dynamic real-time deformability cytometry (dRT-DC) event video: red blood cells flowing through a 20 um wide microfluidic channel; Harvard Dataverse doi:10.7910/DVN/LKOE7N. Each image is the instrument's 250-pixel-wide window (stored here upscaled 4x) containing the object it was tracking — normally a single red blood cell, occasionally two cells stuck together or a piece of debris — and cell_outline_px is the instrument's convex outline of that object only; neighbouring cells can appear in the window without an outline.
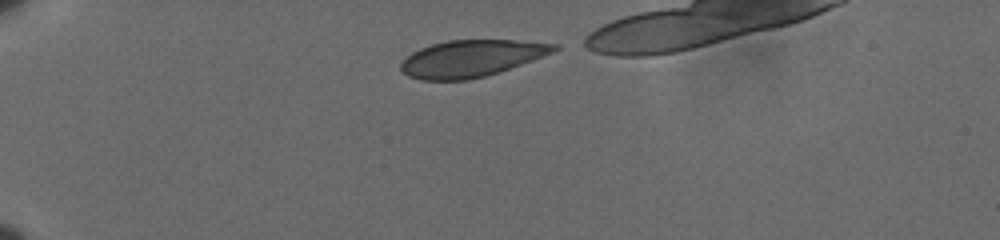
{"species": "human", "species_latin": "Homo sapiens", "temperature_condition": "cold", "stored_images_in_passage": 39, "camera_frame_rate_fps": 3000, "um_per_image_px": 0.085, "donor": {"sex": "male"}, "frame": {"image": 1, "passage_image": 1, "time_ms": 0.0, "image_size_px": [1000, 240], "cell_outline_px": [[560, 48], [552, 52], [520, 64], [484, 76], [468, 80], [420, 80], [408, 76], [400, 68], [400, 64], [412, 52], [420, 48], [432, 44], [448, 40], [516, 40], [560, 44]], "centroid_in_image_um": [40.03, 4.96], "position_along_channel_um": 45.0, "area_um2": 32.43}}
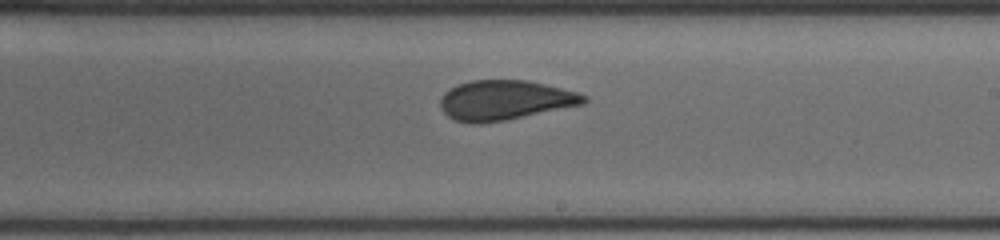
{"frame": {"image": 2, "passage_image": 22, "time_ms": 7.0, "image_size_px": [1000, 240], "cell_outline_px": [[588, 100], [584, 104], [504, 120], [476, 124], [472, 124], [456, 120], [448, 116], [440, 108], [440, 100], [444, 92], [460, 84], [472, 80], [528, 80], [580, 92], [588, 96]], "centroid_in_image_um": [42.94, 8.51], "position_along_channel_um": 246.1, "area_um2": 33.18}}
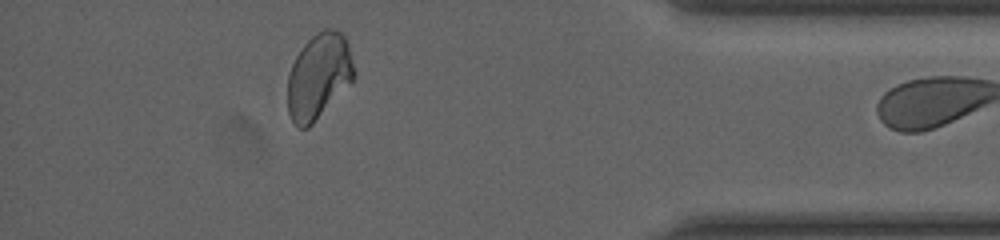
{"frame": {"image": 3, "passage_image": 38, "time_ms": 12.333, "image_size_px": [1000, 240], "cell_outline_px": [[356, 76], [312, 124], [308, 128], [300, 128], [292, 120], [288, 112], [288, 76], [292, 64], [296, 56], [304, 44], [316, 32], [324, 28], [332, 28], [340, 32], [344, 36], [348, 44], [356, 72]], "centroid_in_image_um": [27.1, 6.45], "position_along_channel_um": 408.1, "area_um2": 32.83}}